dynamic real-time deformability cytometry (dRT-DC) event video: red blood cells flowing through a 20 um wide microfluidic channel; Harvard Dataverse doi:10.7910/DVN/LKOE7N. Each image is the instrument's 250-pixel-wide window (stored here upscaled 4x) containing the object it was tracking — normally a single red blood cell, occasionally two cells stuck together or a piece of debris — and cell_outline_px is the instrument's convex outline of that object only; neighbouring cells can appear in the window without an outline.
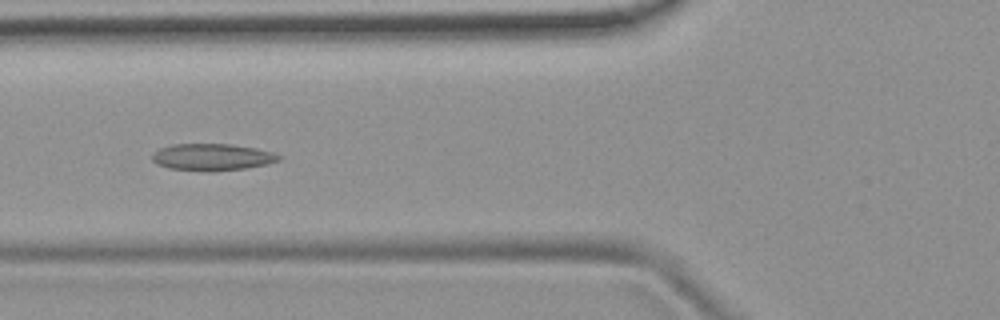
{"species": "common noctule bat (a hibernating species)", "species_latin": "Nyctalus noctula", "temperature_condition": "room temperature", "stored_images_in_passage": 7, "camera_frame_rate_fps": 3000, "um_per_image_px": 0.085, "animal": {"sex": "female", "body_mass_g": 19.9}, "frame": {"image": 1, "passage_image": 5, "time_ms": 1.333, "image_size_px": [1000, 320], "cell_outline_px": [[280, 160], [268, 164], [244, 168], [212, 172], [208, 172], [168, 168], [156, 164], [152, 160], [152, 152], [160, 148], [172, 144], [232, 144], [256, 148], [272, 152], [280, 156]], "centroid_in_image_um": [18.0, 13.36], "position_along_channel_um": 107.8, "area_um2": 20.0}}
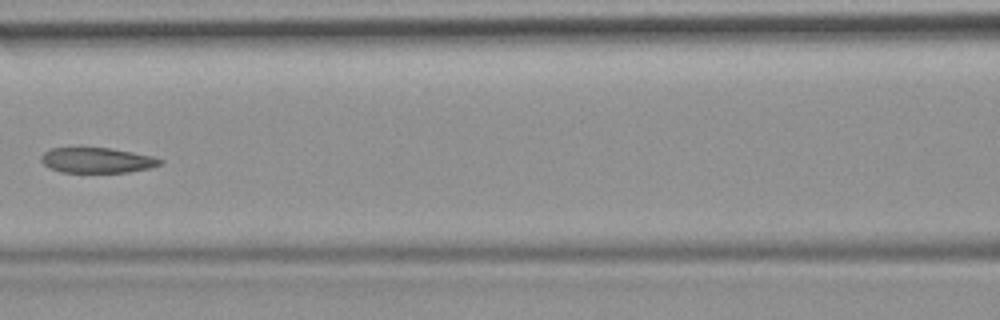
{"frame": {"image": 2, "passage_image": 6, "time_ms": 1.667, "image_size_px": [1000, 320], "cell_outline_px": [[164, 164], [148, 168], [128, 172], [60, 172], [48, 168], [40, 160], [40, 156], [48, 148], [112, 148], [152, 156], [164, 160]], "centroid_in_image_um": [8.23, 13.62], "position_along_channel_um": 158.4, "area_um2": 17.63}}